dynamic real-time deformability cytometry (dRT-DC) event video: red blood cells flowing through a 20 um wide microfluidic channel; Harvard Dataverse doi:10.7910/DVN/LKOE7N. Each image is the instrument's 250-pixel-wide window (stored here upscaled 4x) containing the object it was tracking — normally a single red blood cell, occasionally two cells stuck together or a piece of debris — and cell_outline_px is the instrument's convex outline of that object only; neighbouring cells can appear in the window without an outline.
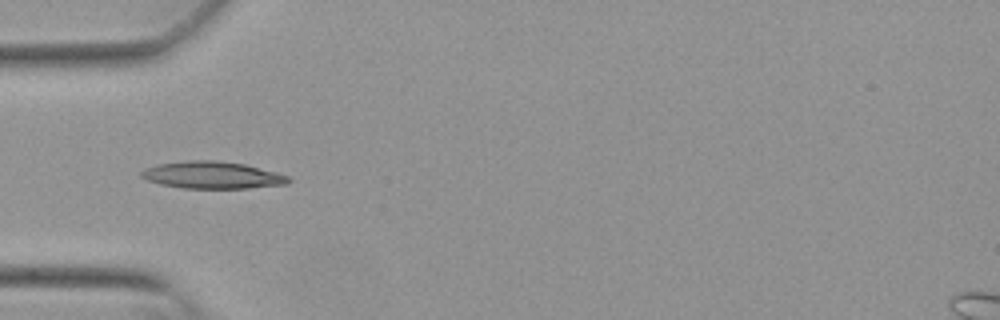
{"species": "Egyptian fruit bat (a non-hibernating species)", "species_latin": "Rousettus aegyptiacus", "temperature_condition": "warm", "stored_images_in_passage": 32, "camera_frame_rate_fps": 3000, "um_per_image_px": 0.085, "animal": {"sex": "female"}, "frame": {"image": 1, "passage_image": 1, "time_ms": 0.0, "image_size_px": [1000, 320], "cell_outline_px": [[292, 180], [288, 184], [248, 188], [184, 188], [160, 184], [148, 180], [140, 176], [140, 172], [144, 168], [156, 164], [188, 160], [216, 160], [244, 164], [276, 172], [288, 176]], "centroid_in_image_um": [18.03, 14.88], "position_along_channel_um": 67.0, "area_um2": 23.29}}
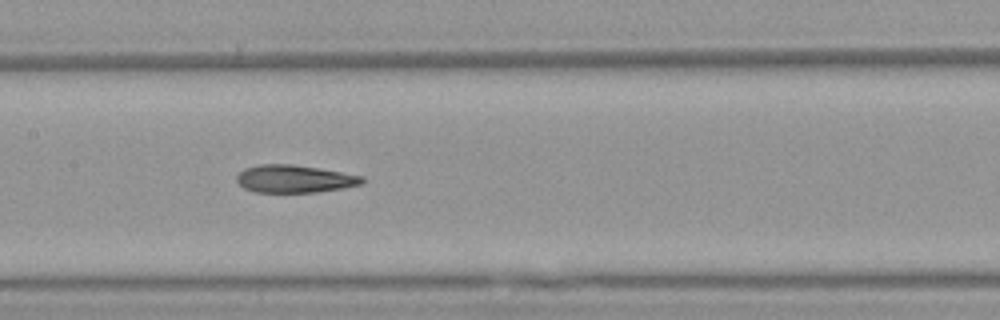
{"frame": {"image": 2, "passage_image": 10, "time_ms": 3.0, "image_size_px": [1000, 320], "cell_outline_px": [[364, 184], [344, 188], [316, 192], [256, 192], [244, 188], [236, 180], [236, 176], [244, 168], [260, 164], [292, 164], [320, 168], [364, 176]], "centroid_in_image_um": [25.06, 15.2], "position_along_channel_um": 182.3, "area_um2": 20.35}}
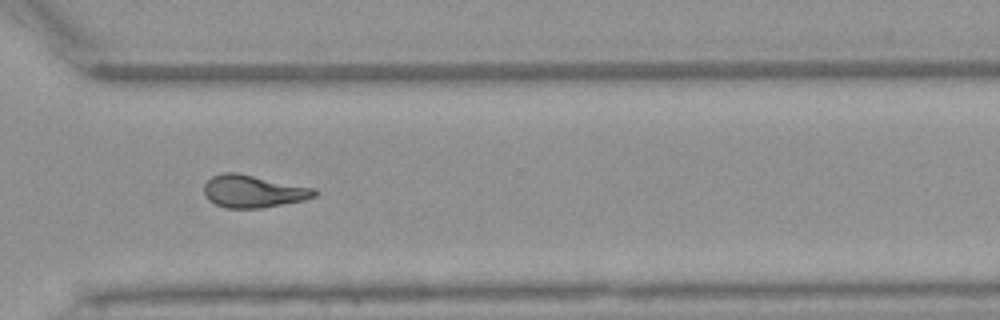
{"frame": {"image": 3, "passage_image": 23, "time_ms": 7.333, "image_size_px": [1000, 320], "cell_outline_px": [[316, 196], [304, 200], [260, 208], [224, 208], [208, 200], [204, 196], [204, 184], [212, 176], [224, 172], [236, 172], [316, 188]], "centroid_in_image_um": [21.5, 16.26], "position_along_channel_um": 349.1, "area_um2": 20.98}, "authors_computed_cell_mechanics": {"area_um2": 20.9525, "velocity_mm_per_s": 3.85, "shape_relaxation_time_tau1_ms": null, "shape_relaxation_time_tau2_ms": 3.8027, "deformation_change_tau1": null, "deformation_change_tau2": 0.1277}}